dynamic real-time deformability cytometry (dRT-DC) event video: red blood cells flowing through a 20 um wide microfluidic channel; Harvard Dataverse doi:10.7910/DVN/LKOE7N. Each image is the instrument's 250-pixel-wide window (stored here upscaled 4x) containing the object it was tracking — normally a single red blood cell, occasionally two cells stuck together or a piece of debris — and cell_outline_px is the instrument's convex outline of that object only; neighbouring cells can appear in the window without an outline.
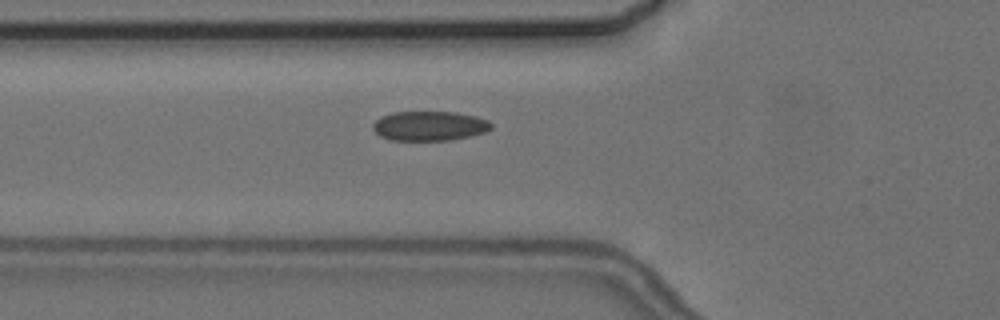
{"species": "common noctule bat (a hibernating species)", "species_latin": "Nyctalus noctula", "temperature_condition": "cold", "stored_images_in_passage": 3, "camera_frame_rate_fps": 3000, "um_per_image_px": 0.085, "animal": {"sex": "female", "body_mass_g": 24.6, "forearm_length_mm": 56.2}, "frame": {"image": 1, "passage_image": 3, "time_ms": 2.333, "image_size_px": [1000, 320], "cell_outline_px": [[492, 128], [484, 132], [468, 136], [448, 140], [388, 140], [380, 136], [372, 128], [372, 124], [380, 116], [392, 112], [456, 112], [476, 116], [488, 120], [492, 124]], "centroid_in_image_um": [36.47, 10.69], "position_along_channel_um": 89.3, "area_um2": 20.4}}